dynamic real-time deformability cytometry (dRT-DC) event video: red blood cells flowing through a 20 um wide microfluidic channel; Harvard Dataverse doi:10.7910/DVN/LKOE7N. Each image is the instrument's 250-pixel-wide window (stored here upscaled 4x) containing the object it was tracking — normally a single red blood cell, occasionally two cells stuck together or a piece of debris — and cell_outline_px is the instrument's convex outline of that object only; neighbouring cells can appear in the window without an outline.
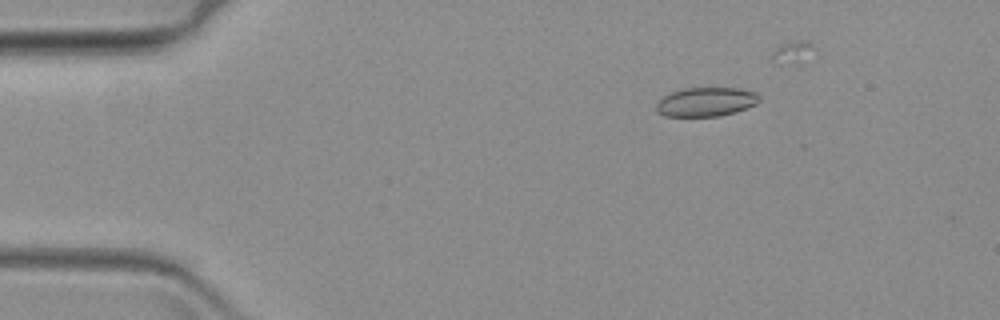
{"species": "common noctule bat (a hibernating species)", "species_latin": "Nyctalus noctula", "temperature_condition": "warm", "stored_images_in_passage": 18, "camera_frame_rate_fps": 3000, "um_per_image_px": 0.085, "animal": {"sex": "female", "body_mass_g": 19.3, "forearm_length_mm": 54.1}, "frame": {"image": 1, "passage_image": 2, "time_ms": 0.333, "image_size_px": [1000, 320], "cell_outline_px": [[760, 100], [756, 104], [720, 116], [664, 116], [656, 112], [656, 104], [664, 96], [672, 92], [684, 88], [736, 88], [756, 92], [760, 96]], "centroid_in_image_um": [59.99, 8.66], "position_along_channel_um": 25.0, "area_um2": 17.28}}
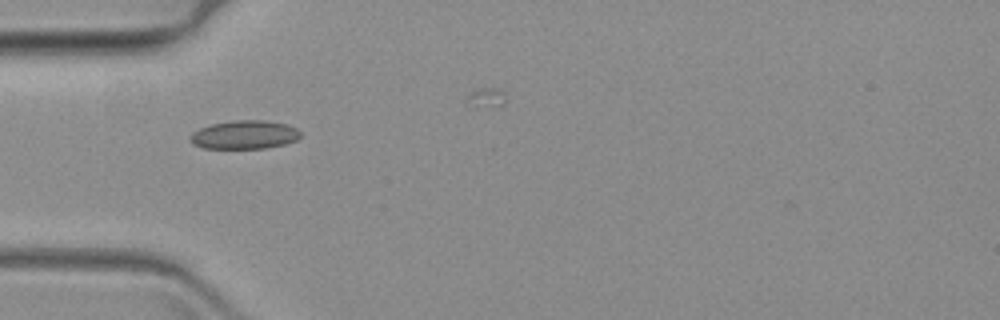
{"frame": {"image": 2, "passage_image": 12, "time_ms": 3.667, "image_size_px": [1000, 320], "cell_outline_px": [[300, 136], [296, 140], [284, 144], [264, 148], [204, 148], [192, 144], [188, 140], [188, 136], [192, 132], [200, 128], [212, 124], [232, 120], [264, 120], [288, 124], [296, 128], [300, 132]], "centroid_in_image_um": [20.74, 11.45], "position_along_channel_um": 64.3, "area_um2": 18.44}}
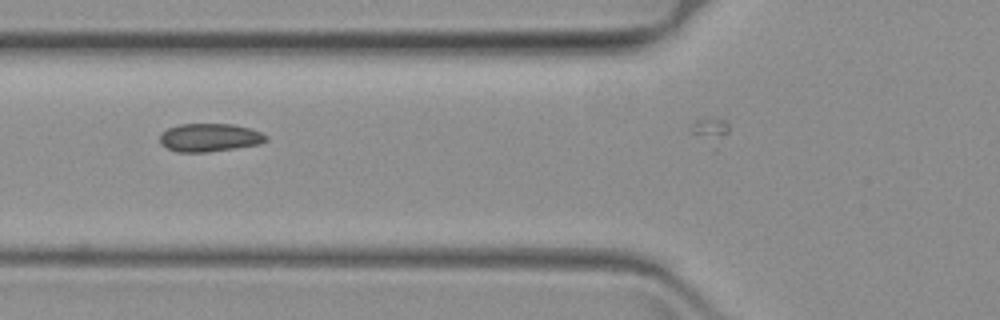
{"frame": {"image": 3, "passage_image": 16, "time_ms": 5.0, "image_size_px": [1000, 320], "cell_outline_px": [[268, 140], [260, 144], [236, 148], [208, 152], [176, 152], [160, 144], [160, 132], [168, 128], [180, 124], [232, 124], [252, 128], [268, 136]], "centroid_in_image_um": [17.82, 11.69], "position_along_channel_um": 108.0, "area_um2": 17.63}}